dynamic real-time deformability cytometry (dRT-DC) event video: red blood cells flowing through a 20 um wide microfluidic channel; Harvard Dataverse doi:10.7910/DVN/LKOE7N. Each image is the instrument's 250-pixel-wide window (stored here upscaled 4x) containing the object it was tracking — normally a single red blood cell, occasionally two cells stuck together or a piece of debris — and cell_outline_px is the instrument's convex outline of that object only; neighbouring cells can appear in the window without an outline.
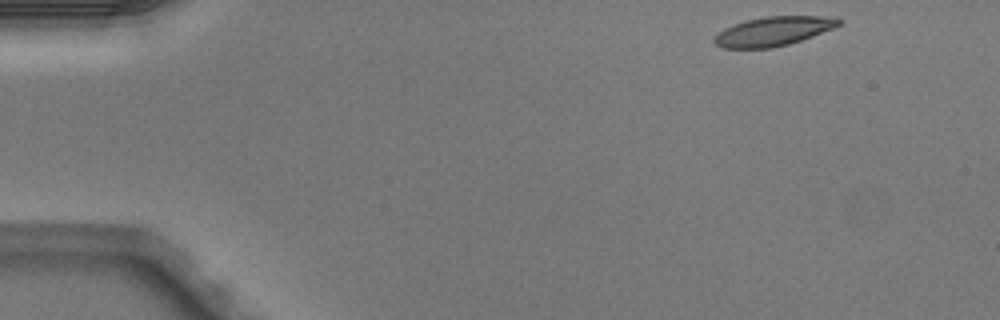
{"species": "Egyptian fruit bat (a non-hibernating species)", "species_latin": "Rousettus aegyptiacus", "temperature_condition": "warm", "stored_images_in_passage": 4, "camera_frame_rate_fps": 3000, "um_per_image_px": 0.085, "animal": {"sex": "male"}, "frame": {"image": 1, "passage_image": 1, "time_ms": 0.0, "image_size_px": [1000, 320], "cell_outline_px": [[844, 20], [840, 24], [832, 28], [812, 36], [788, 44], [772, 48], [720, 48], [712, 40], [724, 28], [748, 20], [764, 16], [836, 16]], "centroid_in_image_um": [65.76, 2.65], "position_along_channel_um": 19.2, "area_um2": 21.04}}